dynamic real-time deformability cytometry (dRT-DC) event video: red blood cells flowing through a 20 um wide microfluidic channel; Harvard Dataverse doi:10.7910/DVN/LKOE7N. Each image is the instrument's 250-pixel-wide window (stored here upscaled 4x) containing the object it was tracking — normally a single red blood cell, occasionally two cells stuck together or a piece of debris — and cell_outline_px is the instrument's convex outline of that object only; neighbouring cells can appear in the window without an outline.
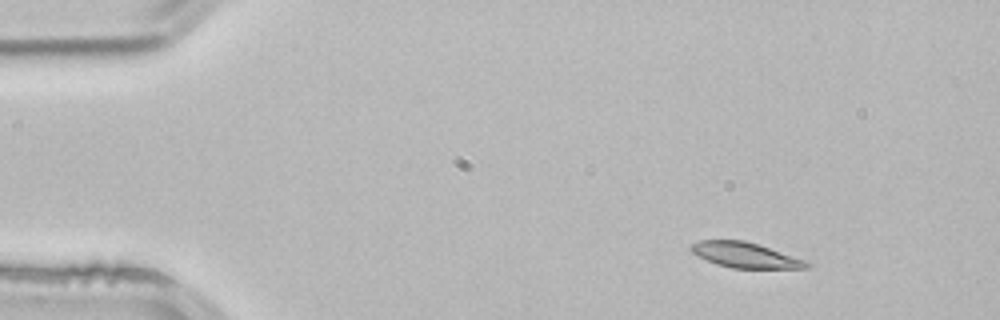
{"species": "common noctule bat (a hibernating species)", "species_latin": "Nyctalus noctula", "temperature_condition": "room temperature", "stored_images_in_passage": 4, "camera_frame_rate_fps": 3000, "um_per_image_px": 0.085, "animal": {"sex": "male", "body_mass_g": 21.5, "forearm_length_mm": 52.0}, "frame": {"image": 1, "passage_image": 2, "time_ms": 0.333, "image_size_px": [1000, 320], "cell_outline_px": [[812, 264], [808, 268], [732, 268], [716, 264], [692, 252], [688, 248], [692, 244], [700, 240], [744, 240], [808, 260]], "centroid_in_image_um": [63.39, 21.68], "position_along_channel_um": 21.6, "area_um2": 16.99}}
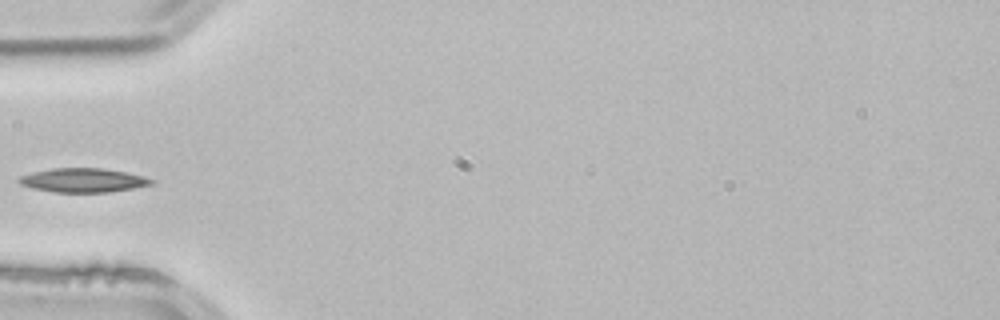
{"frame": {"image": 2, "passage_image": 4, "time_ms": 1.0, "image_size_px": [1000, 320], "cell_outline_px": [[156, 184], [108, 192], [52, 192], [32, 188], [20, 184], [16, 180], [20, 176], [32, 172], [52, 168], [104, 168], [144, 176], [156, 180]], "centroid_in_image_um": [7.07, 15.32], "position_along_channel_um": 77.9, "area_um2": 18.67}}